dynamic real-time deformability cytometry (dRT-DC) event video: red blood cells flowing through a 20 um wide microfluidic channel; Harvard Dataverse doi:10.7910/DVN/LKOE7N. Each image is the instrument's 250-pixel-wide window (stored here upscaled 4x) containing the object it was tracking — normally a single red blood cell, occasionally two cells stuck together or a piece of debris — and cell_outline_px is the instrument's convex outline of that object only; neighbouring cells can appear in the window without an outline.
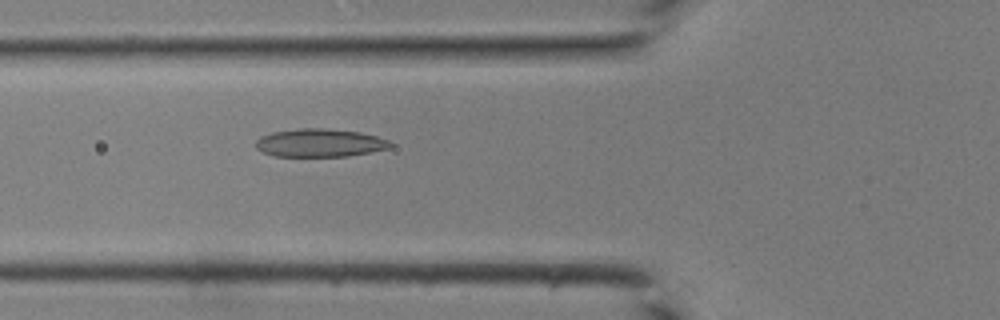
{"species": "common noctule bat (a hibernating species)", "species_latin": "Nyctalus noctula", "temperature_condition": "room temperature", "stored_images_in_passage": 35, "camera_frame_rate_fps": 3000, "um_per_image_px": 0.085, "animal": {"sex": "male", "body_mass_g": 19.0, "forearm_length_mm": 50.8}, "frame": {"image": 1, "passage_image": 9, "time_ms": 2.667, "image_size_px": [1000, 320], "cell_outline_px": [[392, 144], [388, 148], [348, 156], [276, 156], [264, 152], [256, 148], [256, 140], [260, 136], [272, 132], [300, 128], [324, 128], [360, 132], [376, 136], [388, 140]], "centroid_in_image_um": [27.15, 12.13], "position_along_channel_um": 98.6, "area_um2": 21.85}}
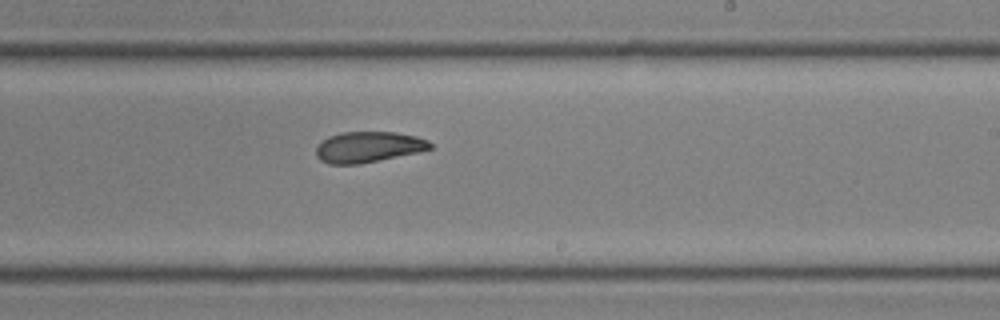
{"frame": {"image": 2, "passage_image": 19, "time_ms": 6.0, "image_size_px": [1000, 320], "cell_outline_px": [[432, 148], [416, 152], [360, 164], [328, 164], [320, 160], [316, 156], [316, 148], [320, 140], [328, 136], [344, 132], [396, 132], [416, 136], [428, 140], [432, 144]], "centroid_in_image_um": [31.26, 12.49], "position_along_channel_um": 257.7, "area_um2": 20.46}}
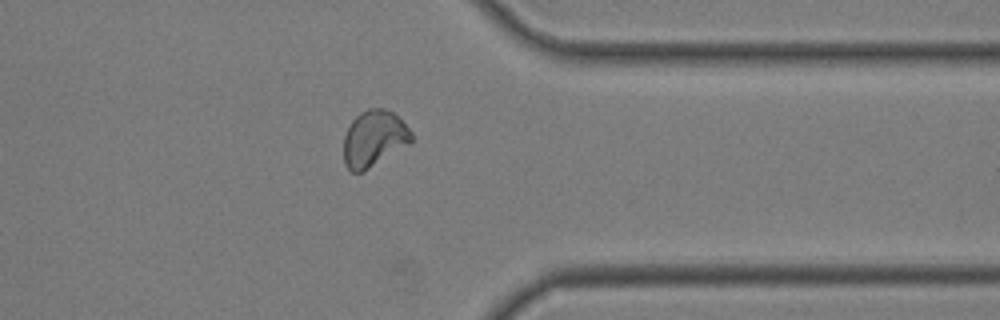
{"frame": {"image": 3, "passage_image": 27, "time_ms": 8.667, "image_size_px": [1000, 320], "cell_outline_px": [[412, 140], [408, 144], [368, 168], [360, 172], [352, 172], [344, 164], [344, 136], [352, 120], [360, 112], [368, 108], [384, 108], [392, 112], [412, 132]], "centroid_in_image_um": [31.76, 11.76], "position_along_channel_um": 379.6, "area_um2": 21.73}}